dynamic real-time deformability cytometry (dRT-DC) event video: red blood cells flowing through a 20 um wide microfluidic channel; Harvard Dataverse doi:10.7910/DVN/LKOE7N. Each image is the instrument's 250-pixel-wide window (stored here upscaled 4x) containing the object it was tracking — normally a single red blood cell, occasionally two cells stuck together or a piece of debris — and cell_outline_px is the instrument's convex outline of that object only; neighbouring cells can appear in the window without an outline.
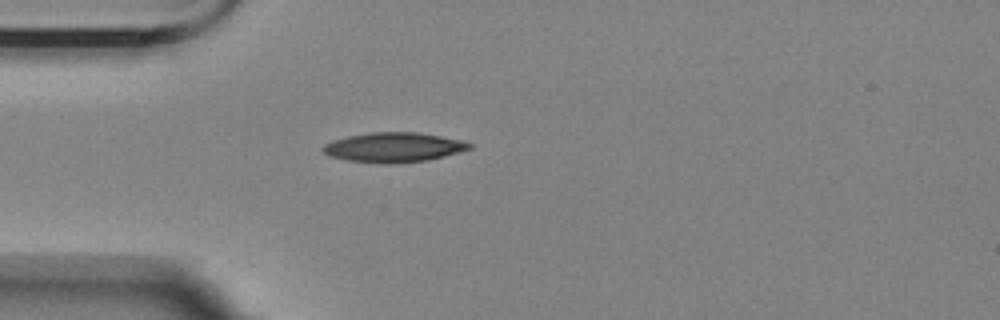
{"species": "Egyptian fruit bat (a non-hibernating species)", "species_latin": "Rousettus aegyptiacus", "temperature_condition": "room temperature", "stored_images_in_passage": 35, "camera_frame_rate_fps": 3000, "um_per_image_px": 0.085, "animal": {"sex": "female"}, "frame": {"image": 1, "passage_image": 1, "time_ms": 0.0, "image_size_px": [1000, 320], "cell_outline_px": [[472, 148], [444, 156], [428, 160], [392, 164], [384, 164], [348, 160], [332, 156], [324, 152], [320, 148], [324, 144], [348, 136], [372, 132], [420, 132], [460, 140], [472, 144]], "centroid_in_image_um": [33.47, 12.52], "position_along_channel_um": 51.5, "area_um2": 25.14}}
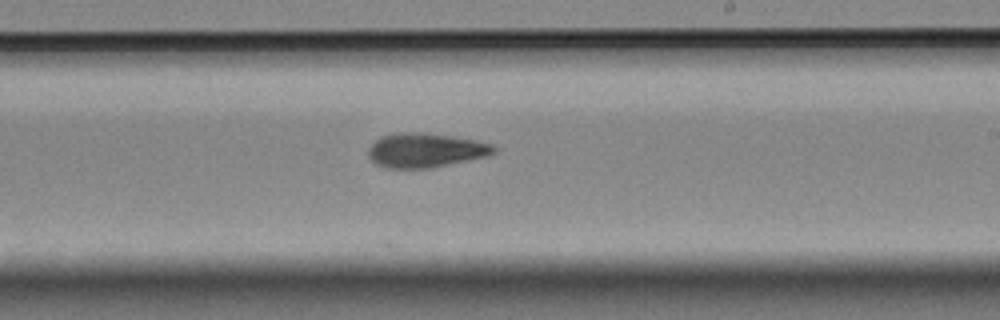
{"frame": {"image": 2, "passage_image": 19, "time_ms": 6.0, "image_size_px": [1000, 320], "cell_outline_px": [[496, 152], [488, 156], [432, 168], [384, 168], [376, 164], [368, 156], [368, 148], [380, 136], [396, 132], [424, 132], [472, 140], [492, 144], [496, 148]], "centroid_in_image_um": [36.13, 12.78], "position_along_channel_um": 252.9, "area_um2": 25.14}}
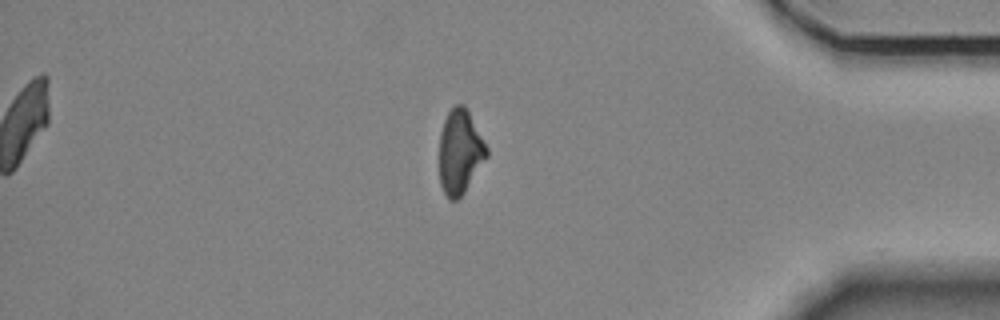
{"frame": {"image": 3, "passage_image": 34, "time_ms": 11.0, "image_size_px": [1000, 320], "cell_outline_px": [[488, 156], [464, 192], [456, 200], [448, 200], [440, 184], [440, 132], [444, 120], [448, 112], [456, 104], [464, 104], [488, 148]], "centroid_in_image_um": [39.09, 12.91], "position_along_channel_um": 396.1, "area_um2": 23.06}, "authors_computed_cell_mechanics": {"area_um2": 24.7384, "velocity_mm_per_s": 3.4742, "shape_relaxation_time_tau1_ms": 5.0562, "shape_relaxation_time_tau2_ms": 5.3179, "deformation_change_tau1": 0.143, "deformation_change_tau2": 0.1283}}